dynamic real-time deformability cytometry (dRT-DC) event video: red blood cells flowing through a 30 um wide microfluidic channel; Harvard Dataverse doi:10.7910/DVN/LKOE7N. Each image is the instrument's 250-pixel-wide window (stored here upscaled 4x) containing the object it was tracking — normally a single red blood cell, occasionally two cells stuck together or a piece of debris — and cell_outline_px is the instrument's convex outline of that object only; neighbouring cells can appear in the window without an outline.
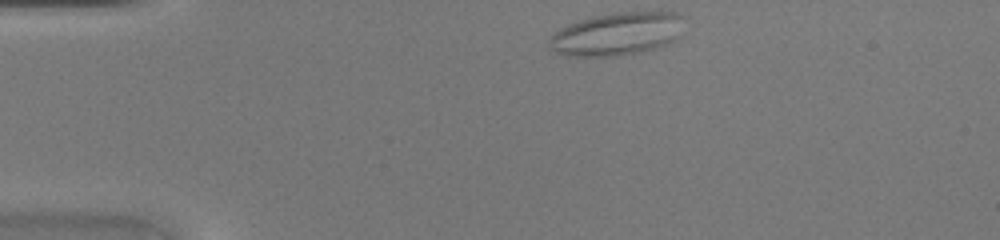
{"species": "common noctule bat (a hibernating species)", "species_latin": "Nyctalus noctula", "temperature_condition": "warm", "stored_images_in_passage": 38, "camera_frame_rate_fps": 3000, "um_per_image_px": 0.085, "animal": {"sex": "female", "body_mass_g": 20.0, "forearm_length_mm": 54.0}, "frame": {"image": 1, "passage_image": 1, "time_ms": 0.0, "image_size_px": [1000, 240], "cell_outline_px": [[684, 16], [680, 36], [676, 40], [640, 52], [616, 56], [568, 56], [556, 52], [548, 44], [548, 40], [560, 28], [580, 20], [596, 16], [620, 12], [676, 12]], "centroid_in_image_um": [52.47, 2.88], "position_along_channel_um": 32.5, "area_um2": 33.47}}
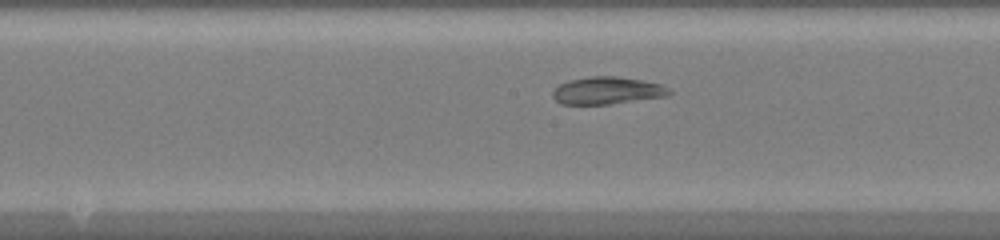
{"frame": {"image": 2, "passage_image": 16, "time_ms": 5.0, "image_size_px": [1000, 240], "cell_outline_px": [[672, 92], [668, 96], [608, 104], [560, 104], [552, 96], [552, 92], [560, 84], [568, 80], [588, 76], [616, 76], [640, 80], [660, 84], [672, 88]], "centroid_in_image_um": [51.62, 7.69], "position_along_channel_um": 196.6, "area_um2": 18.61}}
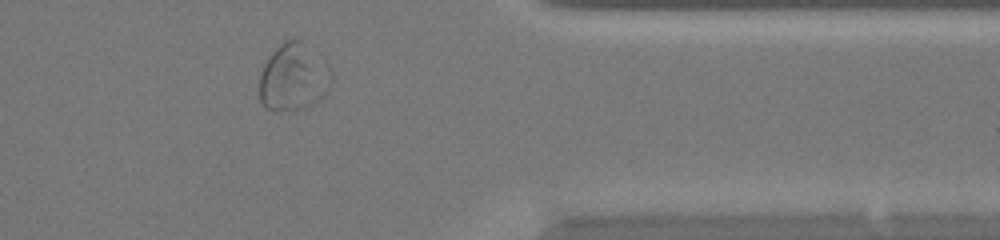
{"frame": {"image": 3, "passage_image": 30, "time_ms": 9.667, "image_size_px": [1000, 240], "cell_outline_px": [[332, 80], [328, 88], [312, 104], [296, 108], [272, 112], [260, 100], [260, 72], [268, 56], [284, 40], [300, 40], [324, 60], [328, 64], [332, 72]], "centroid_in_image_um": [24.93, 6.54], "position_along_channel_um": 386.5, "area_um2": 27.74}}